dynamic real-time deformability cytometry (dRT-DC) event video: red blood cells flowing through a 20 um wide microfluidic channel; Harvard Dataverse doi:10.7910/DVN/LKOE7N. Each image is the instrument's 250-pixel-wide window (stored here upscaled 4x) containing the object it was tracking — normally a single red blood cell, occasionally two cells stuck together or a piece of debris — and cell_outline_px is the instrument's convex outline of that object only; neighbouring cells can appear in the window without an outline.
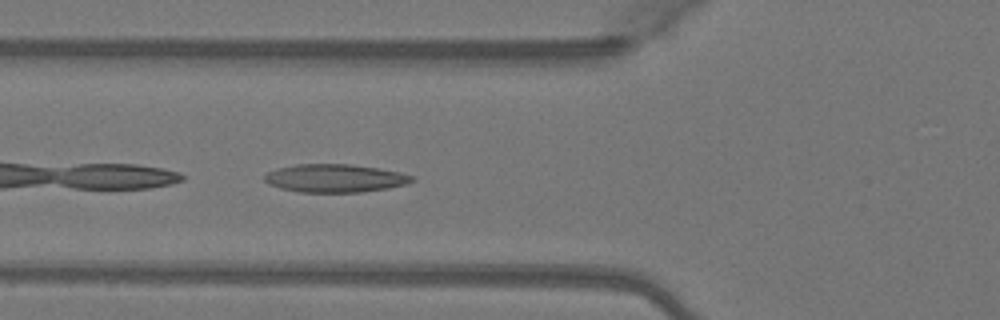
{"species": "Egyptian fruit bat (a non-hibernating species)", "species_latin": "Rousettus aegyptiacus", "temperature_condition": "warm", "stored_images_in_passage": 15, "camera_frame_rate_fps": 3000, "um_per_image_px": 0.085, "animal": {"sex": "female"}, "frame": {"image": 1, "passage_image": 3, "time_ms": 0.667, "image_size_px": [1000, 320], "cell_outline_px": [[416, 180], [408, 184], [388, 188], [360, 192], [300, 192], [280, 188], [268, 184], [264, 180], [264, 176], [268, 172], [276, 168], [296, 164], [352, 164], [380, 168], [400, 172], [416, 176]], "centroid_in_image_um": [28.51, 15.14], "position_along_channel_um": 97.3, "area_um2": 24.45}}
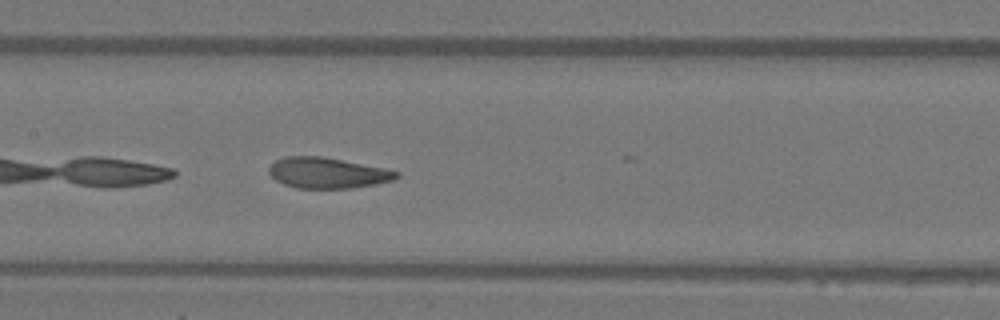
{"frame": {"image": 2, "passage_image": 9, "time_ms": 2.667, "image_size_px": [1000, 320], "cell_outline_px": [[400, 176], [392, 180], [352, 188], [296, 188], [284, 184], [276, 180], [268, 172], [268, 168], [276, 160], [288, 156], [320, 156], [384, 168], [400, 172]], "centroid_in_image_um": [27.81, 14.7], "position_along_channel_um": 179.6, "area_um2": 22.54}}
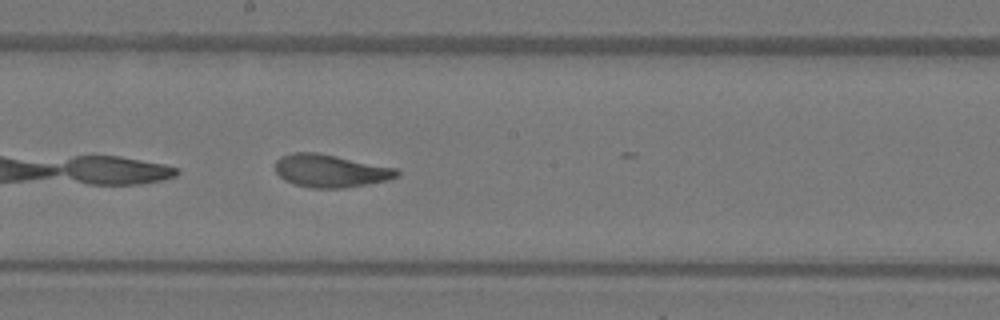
{"frame": {"image": 3, "passage_image": 12, "time_ms": 3.667, "image_size_px": [1000, 320], "cell_outline_px": [[400, 176], [388, 180], [344, 188], [312, 188], [296, 184], [284, 180], [276, 172], [276, 160], [280, 156], [292, 152], [316, 152], [396, 168], [400, 172]], "centroid_in_image_um": [28.09, 14.52], "position_along_channel_um": 220.1, "area_um2": 23.18}}